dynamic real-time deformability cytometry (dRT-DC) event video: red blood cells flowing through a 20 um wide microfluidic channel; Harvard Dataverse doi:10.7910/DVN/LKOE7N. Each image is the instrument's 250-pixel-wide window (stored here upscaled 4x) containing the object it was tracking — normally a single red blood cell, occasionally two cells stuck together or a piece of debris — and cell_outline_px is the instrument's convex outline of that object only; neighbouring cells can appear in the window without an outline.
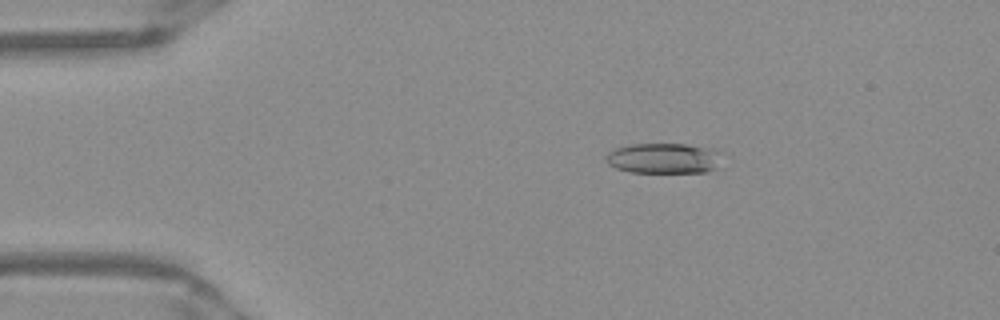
{"species": "Egyptian fruit bat (a non-hibernating species)", "species_latin": "Rousettus aegyptiacus", "temperature_condition": "warm", "stored_images_in_passage": 51, "camera_frame_rate_fps": 3000, "um_per_image_px": 0.085, "frame": {"image": 1, "passage_image": 9, "time_ms": 2.667, "image_size_px": [1000, 320], "cell_outline_px": [[724, 152], [716, 168], [704, 172], [632, 172], [616, 168], [608, 164], [604, 160], [604, 156], [608, 152], [616, 148], [632, 144], [688, 144], [712, 148]], "centroid_in_image_um": [56.44, 13.44], "position_along_channel_um": 28.6, "area_um2": 20.81}}
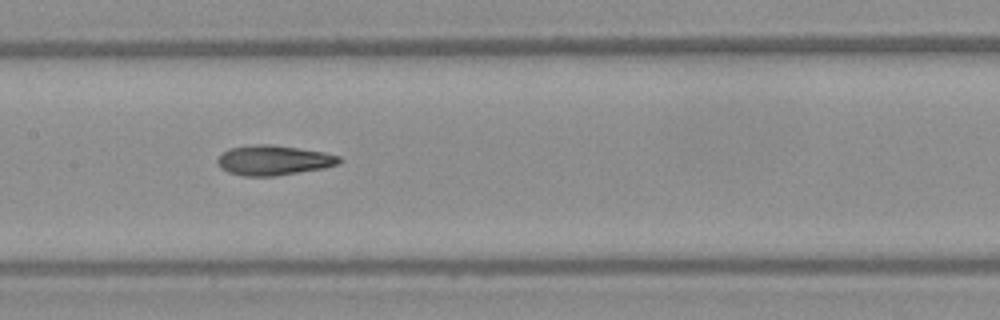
{"frame": {"image": 2, "passage_image": 25, "time_ms": 8.0, "image_size_px": [1000, 320], "cell_outline_px": [[344, 160], [336, 164], [324, 168], [276, 176], [244, 176], [228, 172], [220, 168], [216, 164], [216, 160], [228, 148], [256, 144], [268, 144], [324, 152], [340, 156]], "centroid_in_image_um": [23.23, 13.63], "position_along_channel_um": 184.2, "area_um2": 21.21}}
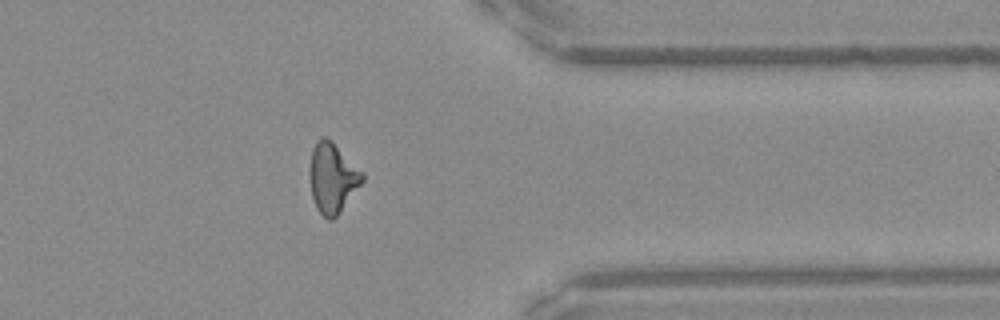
{"frame": {"image": 3, "passage_image": 41, "time_ms": 13.333, "image_size_px": [1000, 320], "cell_outline_px": [[364, 180], [340, 212], [332, 220], [328, 220], [316, 208], [312, 196], [308, 176], [308, 172], [312, 148], [316, 140], [320, 136], [324, 136], [332, 140], [364, 172]], "centroid_in_image_um": [28.24, 15.08], "position_along_channel_um": 383.2, "area_um2": 21.85}, "authors_computed_cell_mechanics": {"area_um2": 20.9236, "velocity_mm_per_s": 3.9613, "shape_relaxation_time_tau1_ms": 7.7041, "shape_relaxation_time_tau2_ms": 2.5954, "deformation_change_tau1": 0.2282, "deformation_change_tau2": 0.1183}}